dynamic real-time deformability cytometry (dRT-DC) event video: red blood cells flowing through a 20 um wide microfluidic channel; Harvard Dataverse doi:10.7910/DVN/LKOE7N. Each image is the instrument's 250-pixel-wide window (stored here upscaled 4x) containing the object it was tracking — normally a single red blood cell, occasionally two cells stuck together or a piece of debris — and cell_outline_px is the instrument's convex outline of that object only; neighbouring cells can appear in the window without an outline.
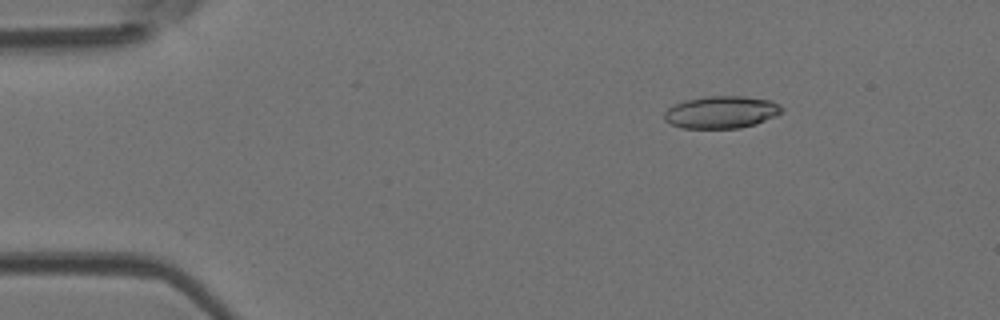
{"species": "Egyptian fruit bat (a non-hibernating species)", "species_latin": "Rousettus aegyptiacus", "temperature_condition": "room temperature", "stored_images_in_passage": 37, "camera_frame_rate_fps": 3000, "um_per_image_px": 0.085, "animal": {"sex": "female"}, "frame": {"image": 1, "passage_image": 1, "time_ms": 0.0, "image_size_px": [1000, 320], "cell_outline_px": [[784, 112], [776, 116], [756, 124], [740, 128], [680, 128], [664, 120], [664, 112], [668, 108], [684, 100], [704, 96], [744, 96], [772, 100], [780, 104], [784, 108]], "centroid_in_image_um": [61.36, 9.53], "position_along_channel_um": 23.6, "area_um2": 22.43}}
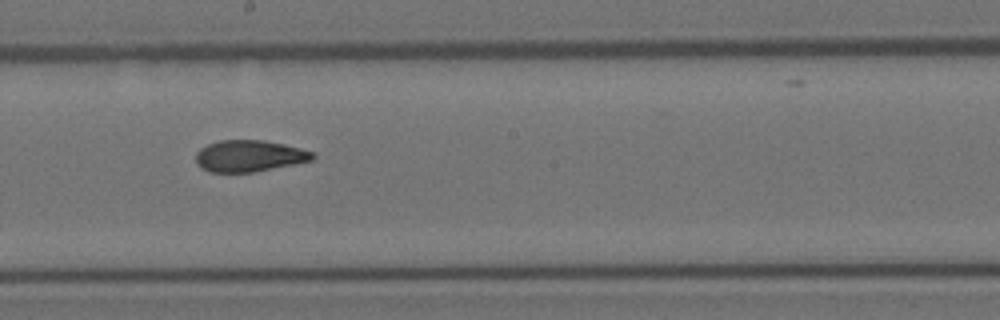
{"frame": {"image": 2, "passage_image": 21, "time_ms": 6.667, "image_size_px": [1000, 320], "cell_outline_px": [[316, 156], [312, 160], [296, 164], [252, 172], [208, 172], [200, 168], [196, 164], [196, 152], [200, 148], [208, 144], [220, 140], [264, 140], [284, 144], [300, 148], [312, 152]], "centroid_in_image_um": [21.16, 13.26], "position_along_channel_um": 227.0, "area_um2": 21.56}}
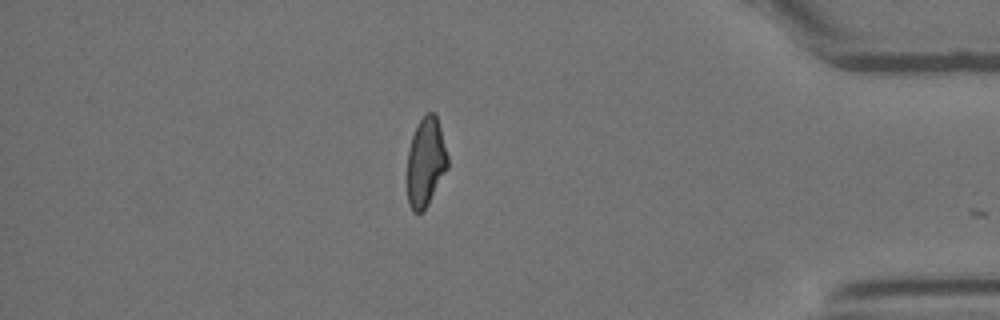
{"frame": {"image": 3, "passage_image": 36, "time_ms": 11.667, "image_size_px": [1000, 320], "cell_outline_px": [[448, 168], [424, 212], [412, 212], [408, 204], [408, 152], [412, 136], [416, 124], [428, 112], [432, 112], [436, 116], [440, 128], [448, 156]], "centroid_in_image_um": [36.19, 13.81], "position_along_channel_um": 399.0, "area_um2": 20.92}, "authors_computed_cell_mechanics": {"area_um2": 22.253, "velocity_mm_per_s": 4.1751, "shape_relaxation_time_tau1_ms": 11.1064, "shape_relaxation_time_tau2_ms": 2.6974, "deformation_change_tau1": 0.2996, "deformation_change_tau2": 0.1009}}